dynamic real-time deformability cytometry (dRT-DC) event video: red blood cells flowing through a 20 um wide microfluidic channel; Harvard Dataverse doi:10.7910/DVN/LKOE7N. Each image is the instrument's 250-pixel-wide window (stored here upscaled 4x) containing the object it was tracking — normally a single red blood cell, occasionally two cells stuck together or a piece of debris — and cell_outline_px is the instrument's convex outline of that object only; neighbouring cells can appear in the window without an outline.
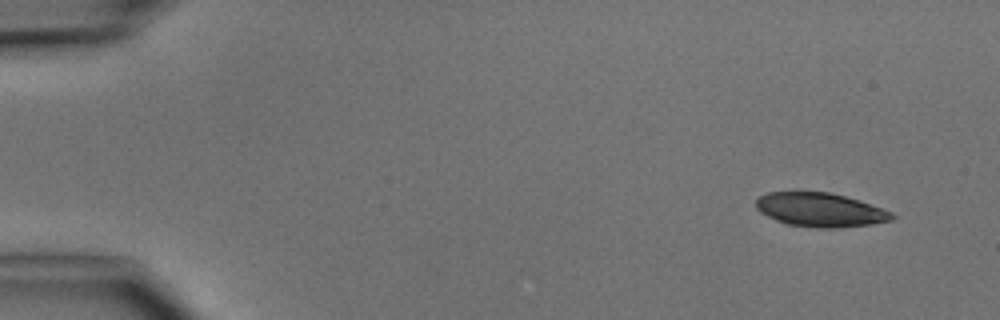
{"species": "common noctule bat (a hibernating species)", "species_latin": "Nyctalus noctula", "temperature_condition": "cold", "stored_images_in_passage": 4, "camera_frame_rate_fps": 3000, "um_per_image_px": 0.085, "animal": {"sex": "male", "body_mass_g": 15.6}, "frame": {"image": 1, "passage_image": 1, "time_ms": 0.0, "image_size_px": [1000, 320], "cell_outline_px": [[896, 216], [892, 220], [872, 224], [836, 228], [820, 228], [788, 224], [776, 220], [760, 212], [756, 208], [756, 200], [760, 196], [768, 192], [792, 188], [796, 188], [828, 192], [860, 200], [892, 212]], "centroid_in_image_um": [69.67, 17.78], "position_along_channel_um": 15.3, "area_um2": 27.69}}
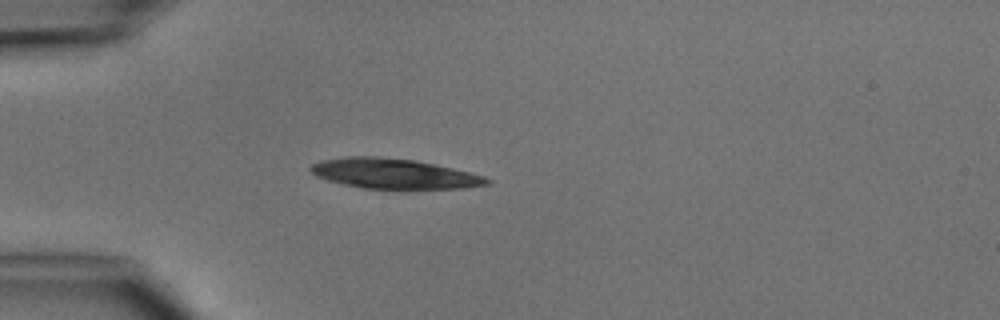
{"frame": {"image": 2, "passage_image": 4, "time_ms": 3.333, "image_size_px": [1000, 320], "cell_outline_px": [[492, 184], [464, 188], [364, 188], [344, 184], [328, 180], [316, 176], [308, 168], [312, 164], [320, 160], [344, 156], [376, 156], [416, 160], [452, 168], [484, 176], [492, 180]], "centroid_in_image_um": [33.47, 14.74], "position_along_channel_um": 51.5, "area_um2": 30.75}}